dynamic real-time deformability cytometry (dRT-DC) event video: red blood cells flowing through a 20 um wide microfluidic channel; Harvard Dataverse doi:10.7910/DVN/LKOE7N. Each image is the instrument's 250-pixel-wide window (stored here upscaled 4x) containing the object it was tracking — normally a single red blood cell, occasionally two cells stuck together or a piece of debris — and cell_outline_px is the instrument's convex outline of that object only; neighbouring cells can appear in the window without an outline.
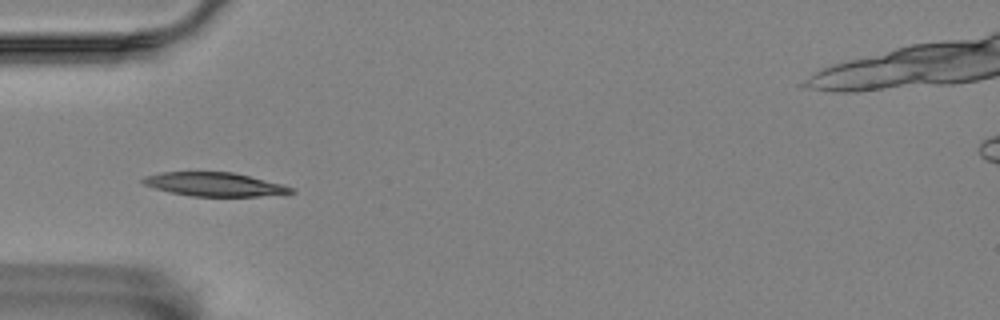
{"species": "Egyptian fruit bat (a non-hibernating species)", "species_latin": "Rousettus aegyptiacus", "temperature_condition": "room temperature", "stored_images_in_passage": 57, "camera_frame_rate_fps": 3000, "um_per_image_px": 0.085, "animal": {"sex": "female"}, "frame": {"image": 1, "passage_image": 17, "time_ms": 5.333, "image_size_px": [1000, 320], "cell_outline_px": [[296, 192], [260, 196], [192, 196], [172, 192], [156, 188], [144, 184], [140, 180], [144, 176], [160, 172], [232, 172], [280, 184], [292, 188]], "centroid_in_image_um": [18.17, 15.66], "position_along_channel_um": 66.8, "area_um2": 20.06}}
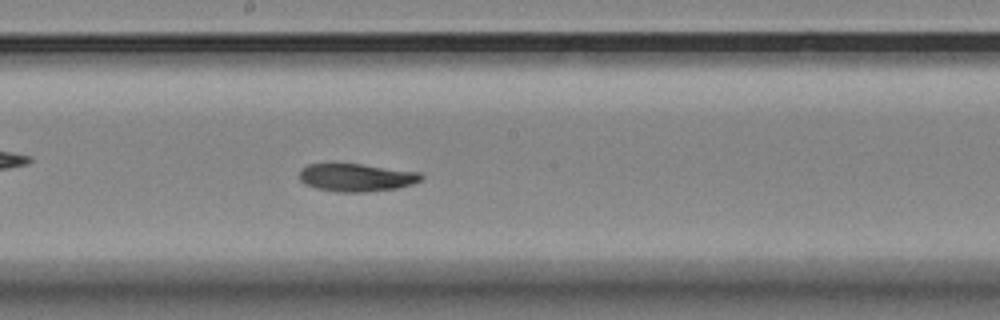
{"frame": {"image": 2, "passage_image": 30, "time_ms": 9.667, "image_size_px": [1000, 320], "cell_outline_px": [[424, 176], [420, 180], [412, 184], [396, 188], [368, 192], [336, 192], [316, 188], [304, 184], [300, 180], [300, 168], [308, 164], [360, 164], [420, 172]], "centroid_in_image_um": [30.27, 15.09], "position_along_channel_um": 217.9, "area_um2": 19.77}}
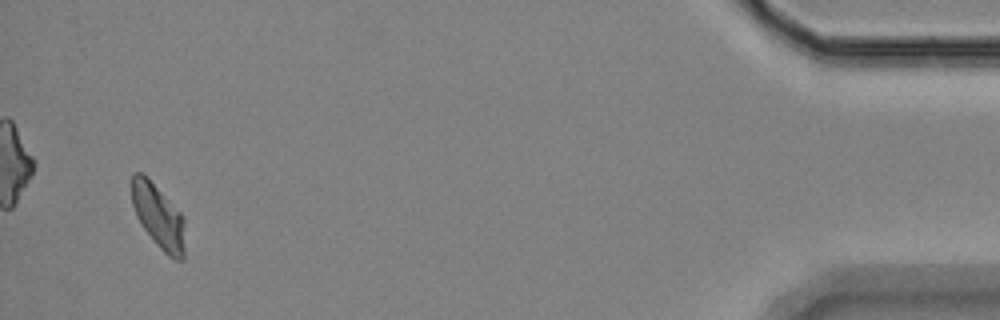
{"frame": {"image": 3, "passage_image": 54, "time_ms": 17.667, "image_size_px": [1000, 320], "cell_outline_px": [[184, 256], [180, 260], [176, 260], [168, 256], [156, 244], [144, 228], [136, 216], [132, 204], [132, 172], [144, 172], [148, 176], [184, 216]], "centroid_in_image_um": [13.46, 18.35], "position_along_channel_um": 421.7, "area_um2": 20.0}, "authors_computed_cell_mechanics": {"area_um2": 19.8832, "velocity_mm_per_s": 3.4893, "shape_relaxation_time_tau1_ms": 10.4442, "shape_relaxation_time_tau2_ms": null, "deformation_change_tau1": 0.2236, "deformation_change_tau2": null}}